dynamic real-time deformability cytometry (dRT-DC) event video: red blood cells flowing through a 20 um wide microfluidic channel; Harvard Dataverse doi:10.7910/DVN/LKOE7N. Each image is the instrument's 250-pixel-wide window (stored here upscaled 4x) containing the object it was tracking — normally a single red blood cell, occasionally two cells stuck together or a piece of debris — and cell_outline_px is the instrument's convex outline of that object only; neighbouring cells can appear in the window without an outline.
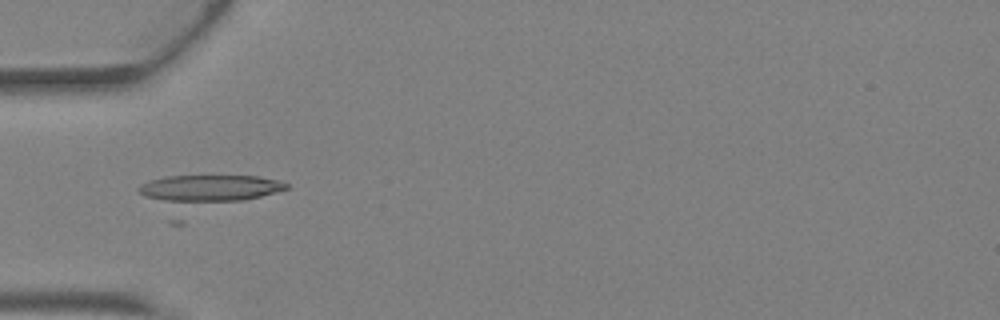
{"species": "Egyptian fruit bat (a non-hibernating species)", "species_latin": "Rousettus aegyptiacus", "temperature_condition": "warm", "stored_images_in_passage": 3, "camera_frame_rate_fps": 3000, "um_per_image_px": 0.085, "animal": {"sex": "female"}, "frame": {"image": 1, "passage_image": 3, "time_ms": 0.667, "image_size_px": [1000, 320], "cell_outline_px": [[288, 188], [260, 196], [244, 200], [184, 204], [172, 204], [144, 196], [136, 188], [140, 184], [148, 180], [164, 176], [256, 176], [280, 180], [288, 184]], "centroid_in_image_um": [17.72, 16.03], "position_along_channel_um": 67.3, "area_um2": 23.7}}